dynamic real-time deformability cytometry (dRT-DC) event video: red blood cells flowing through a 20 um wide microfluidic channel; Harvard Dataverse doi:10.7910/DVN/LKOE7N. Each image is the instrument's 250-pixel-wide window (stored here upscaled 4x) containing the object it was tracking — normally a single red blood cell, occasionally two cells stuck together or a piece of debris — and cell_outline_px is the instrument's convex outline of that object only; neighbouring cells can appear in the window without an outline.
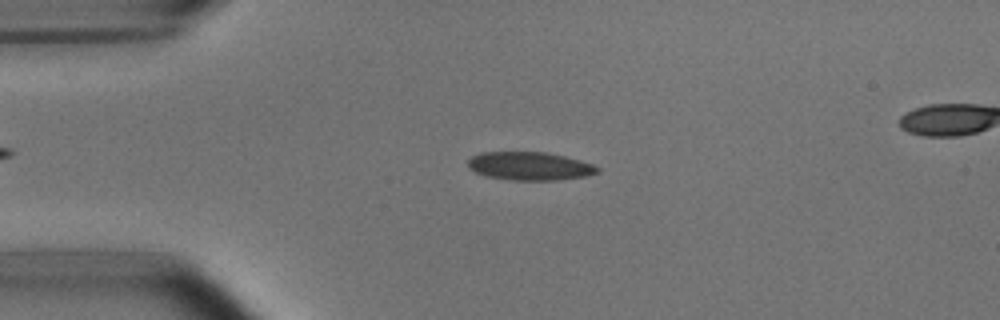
{"species": "common noctule bat (a hibernating species)", "species_latin": "Nyctalus noctula", "temperature_condition": "room temperature", "stored_images_in_passage": 52, "camera_frame_rate_fps": 3000, "um_per_image_px": 0.085, "animal": {"sex": "male", "body_mass_g": 15.6}, "frame": {"image": 1, "passage_image": 12, "time_ms": 3.667, "image_size_px": [1000, 320], "cell_outline_px": [[600, 172], [584, 176], [556, 180], [512, 180], [488, 176], [476, 172], [468, 168], [468, 160], [472, 156], [480, 152], [544, 152], [564, 156], [580, 160], [592, 164], [600, 168]], "centroid_in_image_um": [45.02, 14.11], "position_along_channel_um": 40.0, "area_um2": 21.21}}
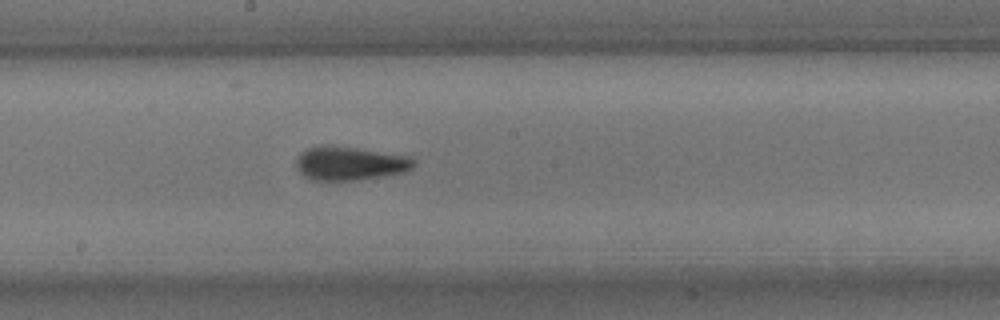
{"frame": {"image": 2, "passage_image": 28, "time_ms": 9.0, "image_size_px": [1000, 320], "cell_outline_px": [[416, 164], [412, 168], [404, 172], [384, 176], [356, 180], [312, 180], [304, 176], [296, 168], [296, 156], [300, 152], [308, 148], [320, 144], [332, 144], [408, 156], [416, 160]], "centroid_in_image_um": [29.7, 13.87], "position_along_channel_um": 218.5, "area_um2": 23.47}}
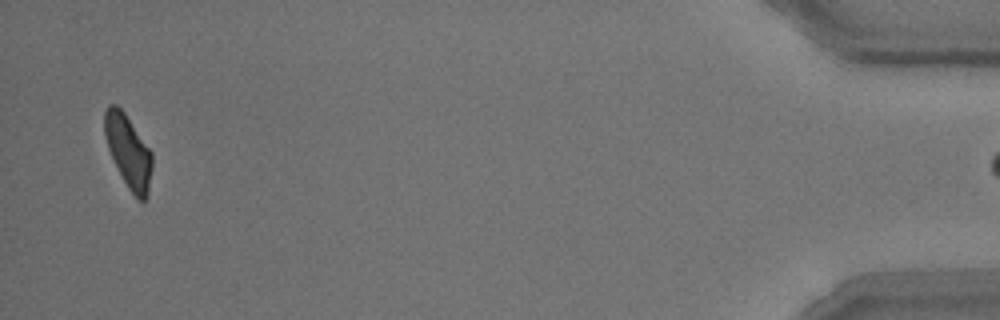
{"frame": {"image": 3, "passage_image": 51, "time_ms": 16.667, "image_size_px": [1000, 320], "cell_outline_px": [[152, 168], [148, 192], [144, 200], [140, 200], [128, 188], [108, 148], [104, 136], [104, 112], [108, 104], [116, 104], [124, 112], [152, 152]], "centroid_in_image_um": [10.9, 12.81], "position_along_channel_um": 424.3, "area_um2": 19.77}}